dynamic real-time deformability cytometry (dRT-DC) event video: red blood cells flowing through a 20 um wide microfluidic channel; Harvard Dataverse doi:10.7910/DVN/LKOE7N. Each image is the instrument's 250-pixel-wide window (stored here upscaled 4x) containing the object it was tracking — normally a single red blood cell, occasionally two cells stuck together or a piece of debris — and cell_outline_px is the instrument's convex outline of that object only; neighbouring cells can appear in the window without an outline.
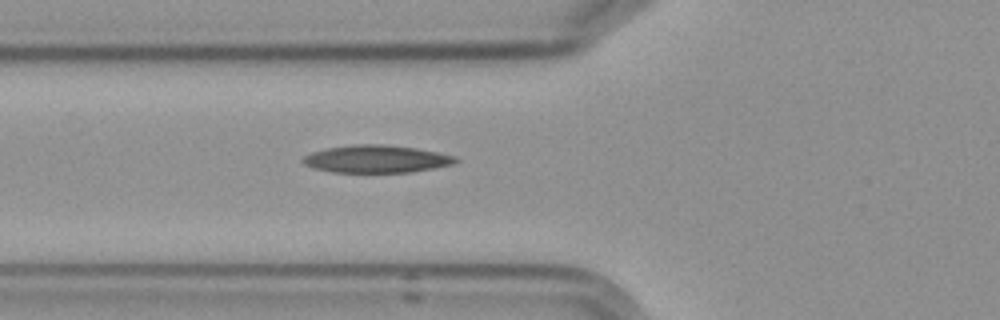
{"species": "Egyptian fruit bat (a non-hibernating species)", "species_latin": "Rousettus aegyptiacus", "temperature_condition": "cold", "stored_images_in_passage": 3, "camera_frame_rate_fps": 3000, "um_per_image_px": 0.085, "frame": {"image": 1, "passage_image": 3, "time_ms": 3.333, "image_size_px": [1000, 320], "cell_outline_px": [[460, 160], [452, 164], [412, 172], [332, 172], [312, 168], [304, 164], [300, 160], [304, 156], [312, 152], [328, 148], [356, 144], [380, 144], [416, 148], [456, 156]], "centroid_in_image_um": [31.97, 13.51], "position_along_channel_um": 93.8, "area_um2": 24.39}}